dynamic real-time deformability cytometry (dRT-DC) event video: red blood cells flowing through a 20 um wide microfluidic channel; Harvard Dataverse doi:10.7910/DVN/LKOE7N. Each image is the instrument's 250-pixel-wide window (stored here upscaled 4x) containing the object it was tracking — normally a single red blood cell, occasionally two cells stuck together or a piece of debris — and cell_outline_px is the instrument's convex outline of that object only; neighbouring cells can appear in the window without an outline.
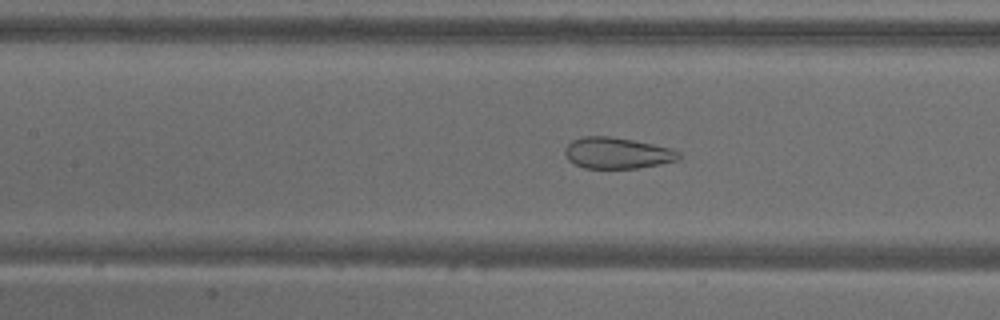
{"species": "common noctule bat (a hibernating species)", "species_latin": "Nyctalus noctula", "temperature_condition": "warm", "stored_images_in_passage": 37, "camera_frame_rate_fps": 3000, "um_per_image_px": 0.085, "animal": {"sex": "male", "body_mass_g": 18.8}, "frame": {"image": 1, "passage_image": 8, "time_ms": 2.333, "image_size_px": [1000, 320], "cell_outline_px": [[680, 160], [660, 164], [636, 168], [584, 168], [568, 160], [564, 152], [564, 148], [572, 140], [584, 136], [608, 136], [632, 140], [672, 148], [680, 152]], "centroid_in_image_um": [52.46, 13.01], "position_along_channel_um": 154.9, "area_um2": 20.69}}
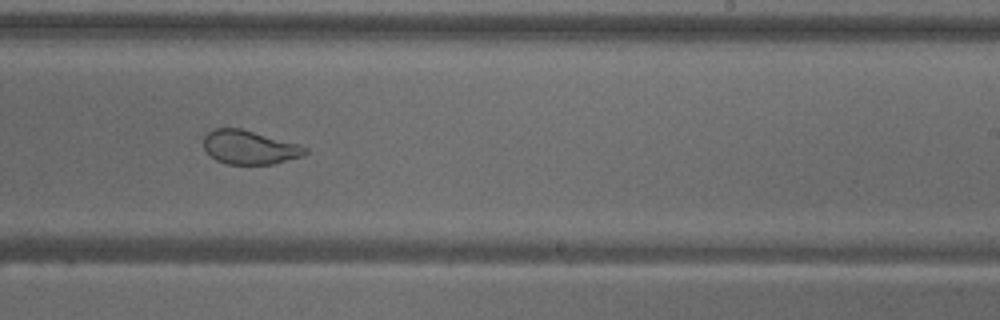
{"frame": {"image": 2, "passage_image": 17, "time_ms": 5.333, "image_size_px": [1000, 320], "cell_outline_px": [[308, 152], [304, 156], [272, 164], [228, 164], [216, 160], [204, 148], [204, 136], [208, 132], [216, 128], [240, 128], [300, 144], [308, 148]], "centroid_in_image_um": [21.24, 12.52], "position_along_channel_um": 267.8, "area_um2": 20.0}}
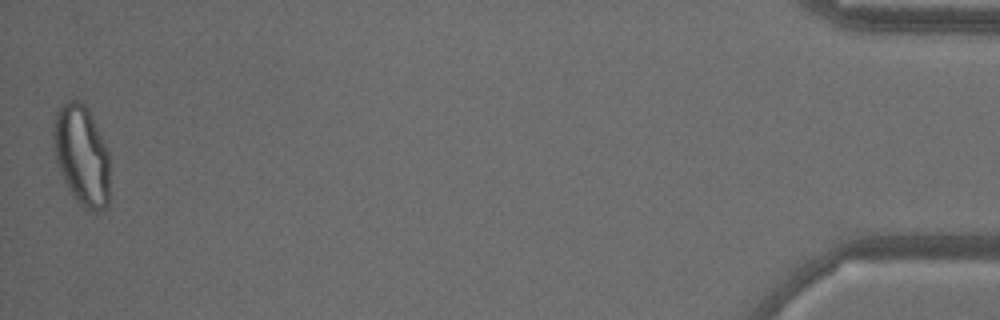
{"frame": {"image": 3, "passage_image": 37, "time_ms": 12.0, "image_size_px": [1000, 320], "cell_outline_px": [[108, 204], [100, 212], [88, 212], [72, 196], [60, 172], [56, 160], [52, 136], [52, 132], [56, 112], [60, 104], [68, 100], [80, 100], [88, 108], [108, 152]], "centroid_in_image_um": [6.91, 13.2], "position_along_channel_um": 428.3, "area_um2": 33.0}, "authors_computed_cell_mechanics": {"area_um2": 24.0448, "velocity_mm_per_s": 3.7683, "shape_relaxation_time_tau1_ms": null, "shape_relaxation_time_tau2_ms": 0.773, "deformation_change_tau1": null, "deformation_change_tau2": 0.074}}